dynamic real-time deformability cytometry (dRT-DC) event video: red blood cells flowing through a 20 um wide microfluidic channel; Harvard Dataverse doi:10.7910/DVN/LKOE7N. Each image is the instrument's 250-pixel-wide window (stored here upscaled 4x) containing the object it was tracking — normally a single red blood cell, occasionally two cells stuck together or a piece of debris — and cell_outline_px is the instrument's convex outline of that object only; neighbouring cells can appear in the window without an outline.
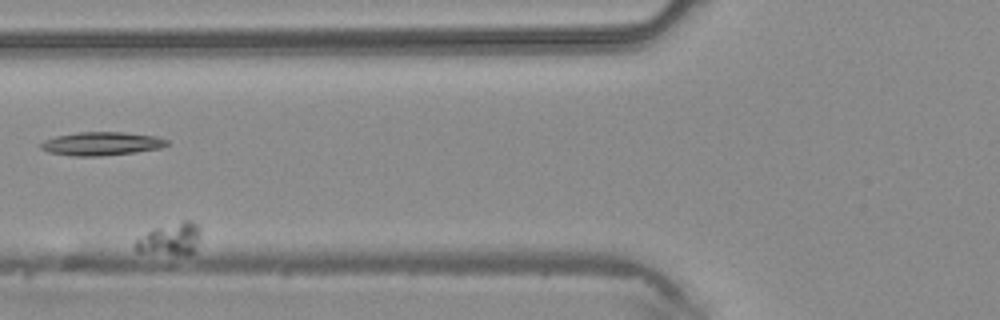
{"species": "common noctule bat (a hibernating species)", "species_latin": "Nyctalus noctula", "temperature_condition": "warm", "stored_images_in_passage": 8, "camera_frame_rate_fps": 3000, "um_per_image_px": 0.085, "animal": {"sex": "male", "body_mass_g": 20.4}, "frame": {"image": 1, "passage_image": 7, "time_ms": 2.0, "image_size_px": [1000, 320], "cell_outline_px": [[200, 236], [192, 252], [188, 256], [176, 256], [136, 252], [136, 240], [152, 228], [184, 220], [192, 220], [200, 228]], "centroid_in_image_um": [14.47, 20.34], "position_along_channel_um": 111.3, "area_um2": 12.54}}